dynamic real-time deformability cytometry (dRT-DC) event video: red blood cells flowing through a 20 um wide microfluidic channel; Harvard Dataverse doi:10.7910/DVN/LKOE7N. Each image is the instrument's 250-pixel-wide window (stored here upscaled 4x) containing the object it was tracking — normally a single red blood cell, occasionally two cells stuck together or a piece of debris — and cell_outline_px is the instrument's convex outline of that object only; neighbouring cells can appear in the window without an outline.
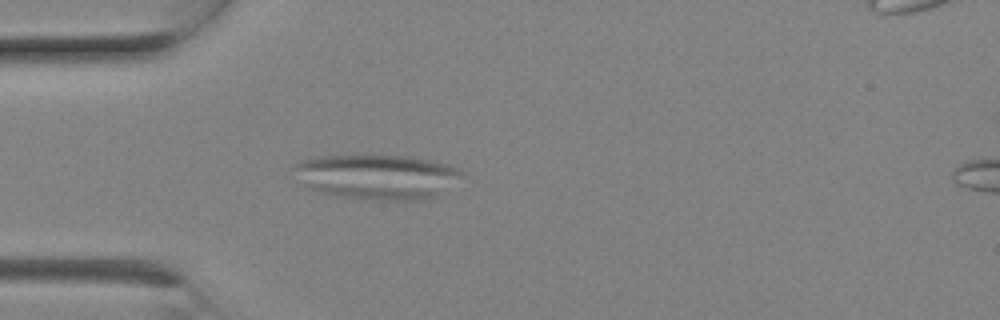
{"species": "Egyptian fruit bat (a non-hibernating species)", "species_latin": "Rousettus aegyptiacus", "temperature_condition": "room temperature", "stored_images_in_passage": 9, "camera_frame_rate_fps": 3000, "um_per_image_px": 0.085, "animal": {"sex": "female"}, "frame": {"image": 1, "passage_image": 6, "time_ms": 1.667, "image_size_px": [1000, 320], "cell_outline_px": [[464, 172], [436, 196], [424, 200], [368, 200], [324, 192], [308, 188], [288, 168], [292, 164], [300, 160], [312, 156], [412, 156], [432, 160], [448, 164], [460, 168]], "centroid_in_image_um": [31.98, 15.0], "position_along_channel_um": 53.0, "area_um2": 43.87}}
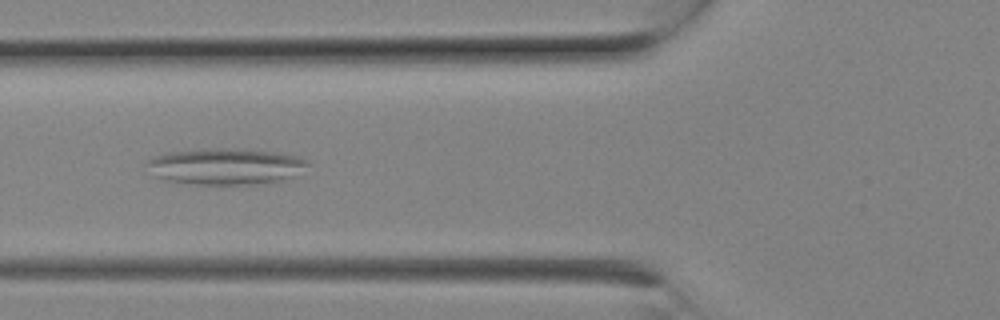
{"frame": {"image": 2, "passage_image": 8, "time_ms": 2.333, "image_size_px": [1000, 320], "cell_outline_px": [[308, 164], [292, 176], [280, 180], [264, 184], [192, 184], [168, 180], [156, 176], [144, 164], [152, 156], [164, 152], [208, 148], [224, 148], [280, 152], [300, 156], [308, 160]], "centroid_in_image_um": [19.13, 14.12], "position_along_channel_um": 106.7, "area_um2": 34.1}}